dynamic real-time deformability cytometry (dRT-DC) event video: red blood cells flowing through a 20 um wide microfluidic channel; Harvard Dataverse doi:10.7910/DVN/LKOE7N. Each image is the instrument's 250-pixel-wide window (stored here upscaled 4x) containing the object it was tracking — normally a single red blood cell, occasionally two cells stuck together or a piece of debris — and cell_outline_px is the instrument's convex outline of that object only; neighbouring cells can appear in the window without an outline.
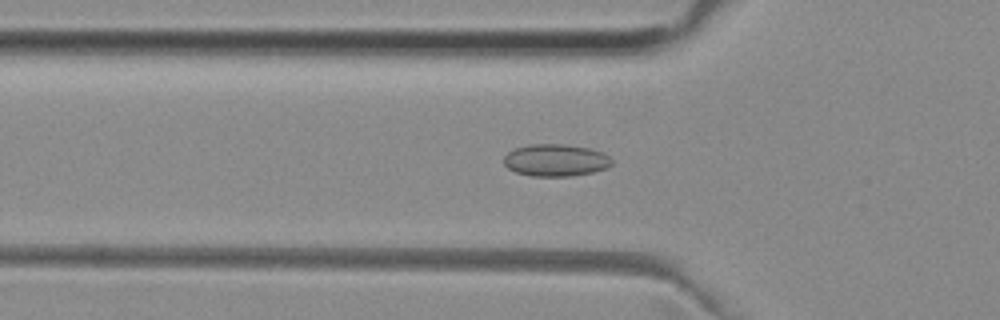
{"species": "common noctule bat (a hibernating species)", "species_latin": "Nyctalus noctula", "temperature_condition": "room temperature", "stored_images_in_passage": 52, "camera_frame_rate_fps": 3000, "um_per_image_px": 0.085, "animal": {"sex": "female", "body_mass_g": 29.2, "forearm_length_mm": 56.3}, "frame": {"image": 1, "passage_image": 17, "time_ms": 5.333, "image_size_px": [1000, 320], "cell_outline_px": [[612, 164], [608, 168], [592, 172], [572, 176], [532, 176], [516, 172], [508, 168], [504, 164], [504, 156], [508, 152], [516, 148], [528, 144], [564, 144], [592, 148], [604, 152], [612, 160]], "centroid_in_image_um": [47.26, 13.61], "position_along_channel_um": 78.5, "area_um2": 20.4}}
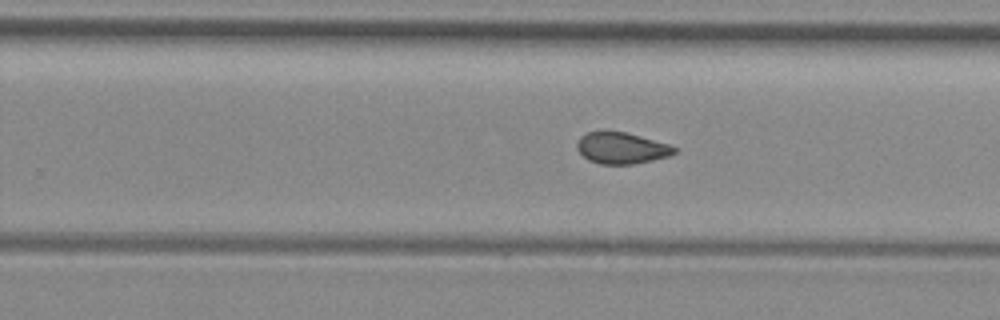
{"frame": {"image": 2, "passage_image": 32, "time_ms": 10.333, "image_size_px": [1000, 320], "cell_outline_px": [[680, 148], [676, 152], [668, 156], [652, 160], [632, 164], [600, 164], [588, 160], [576, 148], [576, 144], [580, 136], [588, 132], [624, 132], [640, 136], [668, 144]], "centroid_in_image_um": [52.83, 12.59], "position_along_channel_um": 277.0, "area_um2": 17.63}}
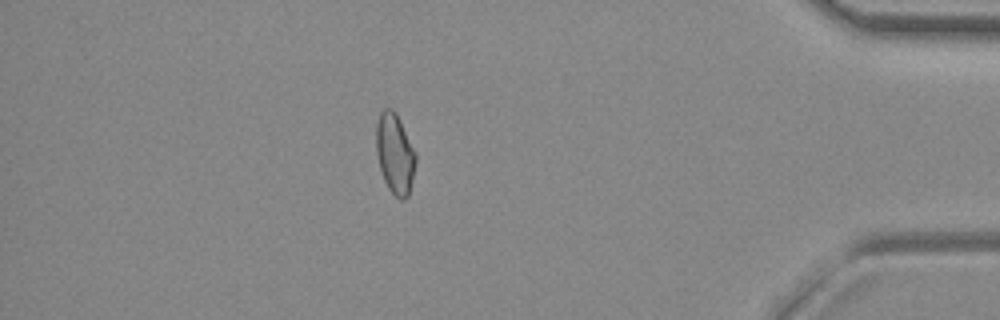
{"frame": {"image": 3, "passage_image": 45, "time_ms": 14.667, "image_size_px": [1000, 320], "cell_outline_px": [[416, 160], [412, 180], [408, 196], [404, 200], [400, 200], [388, 188], [384, 180], [380, 168], [376, 152], [376, 124], [380, 112], [384, 108], [392, 108], [396, 112], [416, 152]], "centroid_in_image_um": [33.56, 13.04], "position_along_channel_um": 401.6, "area_um2": 18.55}, "authors_computed_cell_mechanics": {"area_um2": 18.785, "velocity_mm_per_s": 3.967, "shape_relaxation_time_tau1_ms": null, "shape_relaxation_time_tau2_ms": 2.0979, "deformation_change_tau1": null, "deformation_change_tau2": 0.0709}}